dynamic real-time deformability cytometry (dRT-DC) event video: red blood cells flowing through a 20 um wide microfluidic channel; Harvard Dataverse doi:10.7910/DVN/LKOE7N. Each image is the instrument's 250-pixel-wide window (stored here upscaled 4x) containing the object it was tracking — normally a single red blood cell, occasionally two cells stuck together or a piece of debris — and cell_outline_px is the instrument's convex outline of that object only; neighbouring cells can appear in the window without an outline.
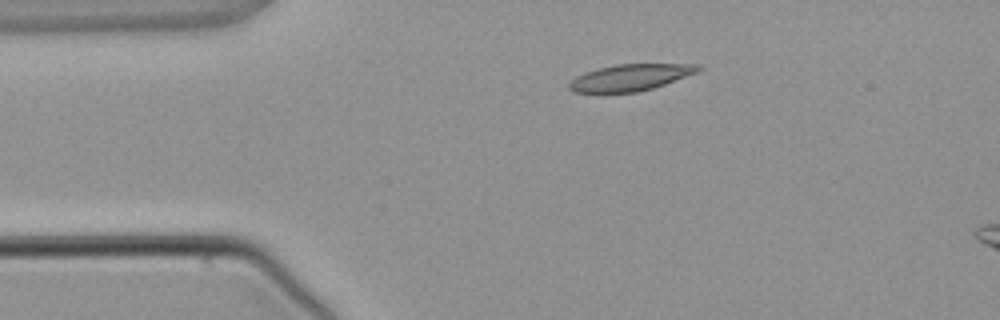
{"species": "common noctule bat (a hibernating species)", "species_latin": "Nyctalus noctula", "temperature_condition": "warm", "stored_images_in_passage": 5, "camera_frame_rate_fps": 3000, "um_per_image_px": 0.085, "animal": {"sex": "male", "body_mass_g": 21.5, "forearm_length_mm": 52.0}, "frame": {"image": 1, "passage_image": 3, "time_ms": 2.333, "image_size_px": [1000, 320], "cell_outline_px": [[704, 68], [700, 72], [652, 88], [636, 92], [572, 92], [568, 88], [568, 84], [576, 76], [584, 72], [616, 64], [700, 64]], "centroid_in_image_um": [53.62, 6.57], "position_along_channel_um": 31.4, "area_um2": 19.94}}